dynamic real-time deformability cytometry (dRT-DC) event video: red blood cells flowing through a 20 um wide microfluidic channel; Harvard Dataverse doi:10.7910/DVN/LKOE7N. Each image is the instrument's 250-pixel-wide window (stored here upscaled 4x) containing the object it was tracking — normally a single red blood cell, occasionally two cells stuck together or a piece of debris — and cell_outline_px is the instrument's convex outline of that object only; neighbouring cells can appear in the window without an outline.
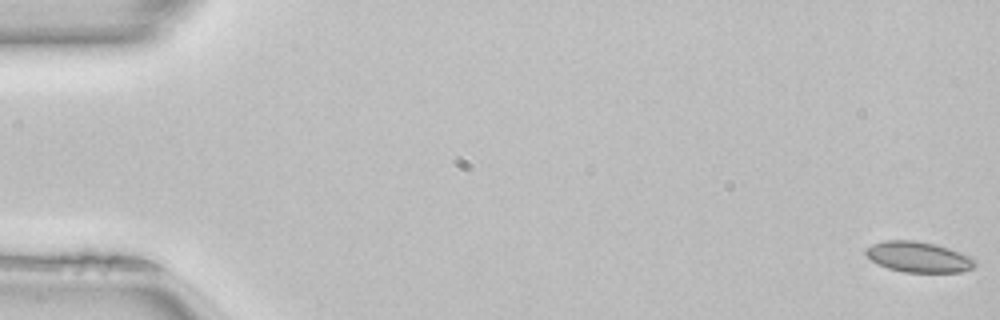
{"species": "common noctule bat (a hibernating species)", "species_latin": "Nyctalus noctula", "temperature_condition": "room temperature", "stored_images_in_passage": 51, "camera_frame_rate_fps": 3000, "um_per_image_px": 0.085, "animal": {"sex": "female", "body_mass_g": 22.7, "forearm_length_mm": 54.2}, "frame": {"image": 1, "passage_image": 1, "time_ms": 0.0, "image_size_px": [1000, 320], "cell_outline_px": [[976, 264], [972, 268], [960, 272], [904, 272], [888, 268], [872, 260], [864, 252], [864, 248], [872, 244], [884, 240], [912, 240], [936, 244], [972, 256], [976, 260]], "centroid_in_image_um": [78.08, 21.83], "position_along_channel_um": 6.9, "area_um2": 19.48}}
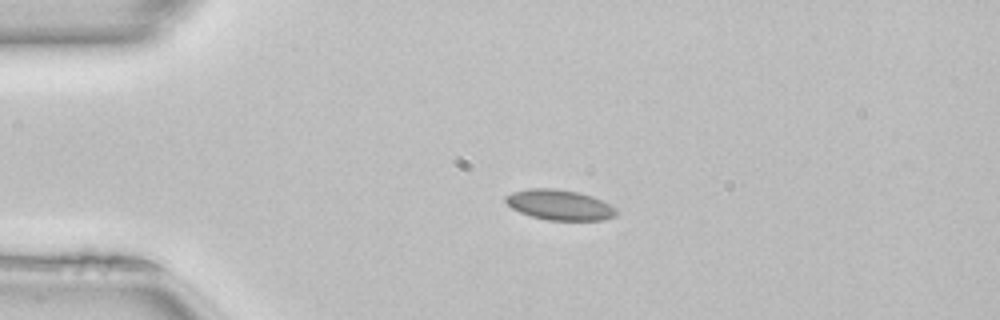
{"frame": {"image": 2, "passage_image": 12, "time_ms": 3.667, "image_size_px": [1000, 320], "cell_outline_px": [[616, 216], [604, 220], [548, 220], [532, 216], [520, 212], [512, 208], [504, 200], [504, 196], [512, 192], [528, 188], [552, 188], [580, 192], [592, 196], [616, 208]], "centroid_in_image_um": [47.54, 17.41], "position_along_channel_um": 37.5, "area_um2": 19.54}}
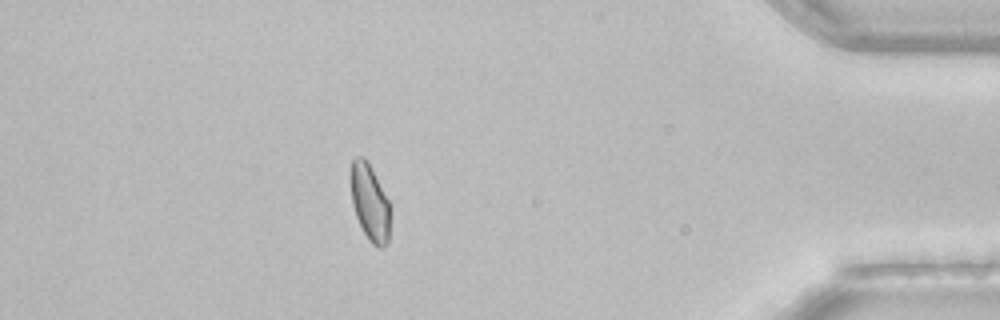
{"frame": {"image": 3, "passage_image": 45, "time_ms": 14.667, "image_size_px": [1000, 320], "cell_outline_px": [[388, 244], [384, 248], [380, 248], [372, 244], [368, 240], [356, 216], [352, 204], [348, 176], [352, 160], [356, 156], [364, 156], [368, 160], [388, 200]], "centroid_in_image_um": [31.37, 17.14], "position_along_channel_um": 403.8, "area_um2": 17.8}, "authors_computed_cell_mechanics": {"area_um2": 18.1492, "velocity_mm_per_s": 4.0896, "shape_relaxation_time_tau1_ms": null, "shape_relaxation_time_tau2_ms": 2.5399, "deformation_change_tau1": null, "deformation_change_tau2": 0.0529}}